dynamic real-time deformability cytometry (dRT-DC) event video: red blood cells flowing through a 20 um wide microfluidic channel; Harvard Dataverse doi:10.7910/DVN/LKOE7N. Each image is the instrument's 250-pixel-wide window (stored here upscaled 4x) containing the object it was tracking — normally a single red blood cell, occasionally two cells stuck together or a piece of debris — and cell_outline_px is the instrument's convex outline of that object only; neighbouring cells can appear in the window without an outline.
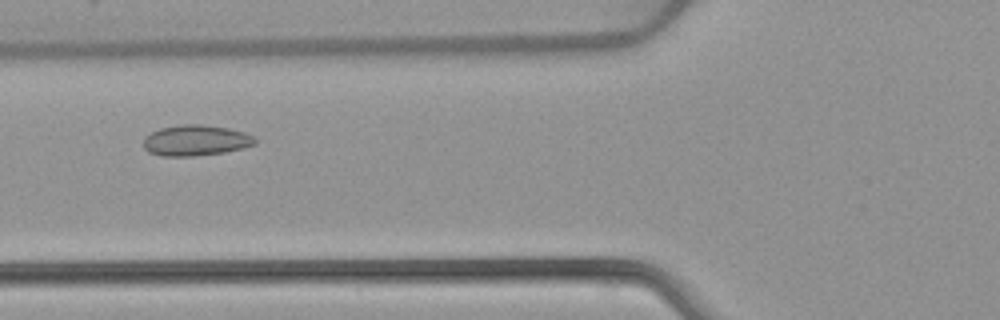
{"species": "common noctule bat (a hibernating species)", "species_latin": "Nyctalus noctula", "temperature_condition": "warm", "stored_images_in_passage": 49, "camera_frame_rate_fps": 3000, "um_per_image_px": 0.085, "animal": {"sex": "female", "body_mass_g": 22.7, "forearm_length_mm": 54.2}, "frame": {"image": 1, "passage_image": 17, "time_ms": 5.333, "image_size_px": [1000, 320], "cell_outline_px": [[256, 144], [244, 148], [224, 152], [192, 156], [160, 156], [148, 152], [144, 148], [144, 136], [160, 128], [180, 124], [200, 124], [228, 128], [244, 132], [252, 136], [256, 140]], "centroid_in_image_um": [16.62, 11.93], "position_along_channel_um": 109.2, "area_um2": 20.06}}
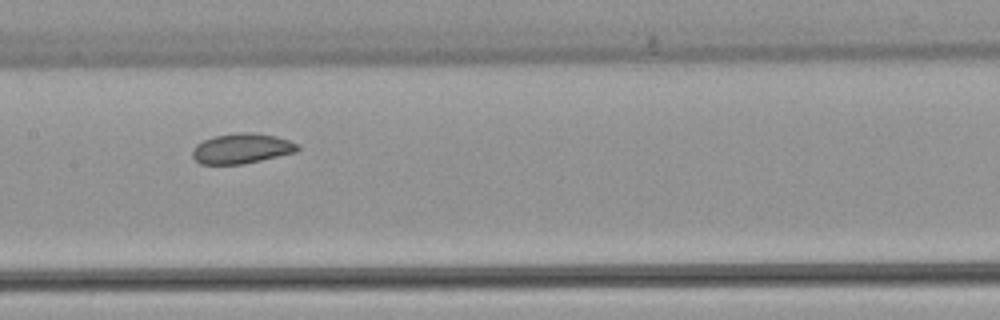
{"frame": {"image": 2, "passage_image": 23, "time_ms": 7.333, "image_size_px": [1000, 320], "cell_outline_px": [[300, 148], [296, 152], [260, 160], [240, 164], [200, 164], [192, 156], [192, 148], [196, 144], [204, 140], [216, 136], [240, 132], [252, 132], [276, 136], [300, 144]], "centroid_in_image_um": [20.55, 12.62], "position_along_channel_um": 186.9, "area_um2": 18.38}}
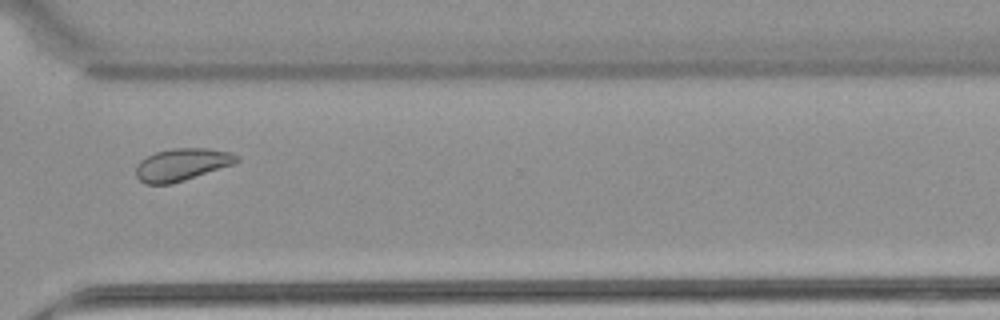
{"frame": {"image": 3, "passage_image": 36, "time_ms": 11.667, "image_size_px": [1000, 320], "cell_outline_px": [[240, 160], [232, 164], [172, 184], [144, 184], [136, 176], [136, 164], [140, 160], [156, 152], [172, 148], [208, 148], [228, 152], [240, 156]], "centroid_in_image_um": [15.42, 13.98], "position_along_channel_um": 355.2, "area_um2": 18.84}, "authors_computed_cell_mechanics": {"area_um2": 20.0566, "velocity_mm_per_s": 3.8744, "shape_relaxation_time_tau1_ms": 7.2524, "shape_relaxation_time_tau2_ms": null, "deformation_change_tau1": 0.0864, "deformation_change_tau2": null}}